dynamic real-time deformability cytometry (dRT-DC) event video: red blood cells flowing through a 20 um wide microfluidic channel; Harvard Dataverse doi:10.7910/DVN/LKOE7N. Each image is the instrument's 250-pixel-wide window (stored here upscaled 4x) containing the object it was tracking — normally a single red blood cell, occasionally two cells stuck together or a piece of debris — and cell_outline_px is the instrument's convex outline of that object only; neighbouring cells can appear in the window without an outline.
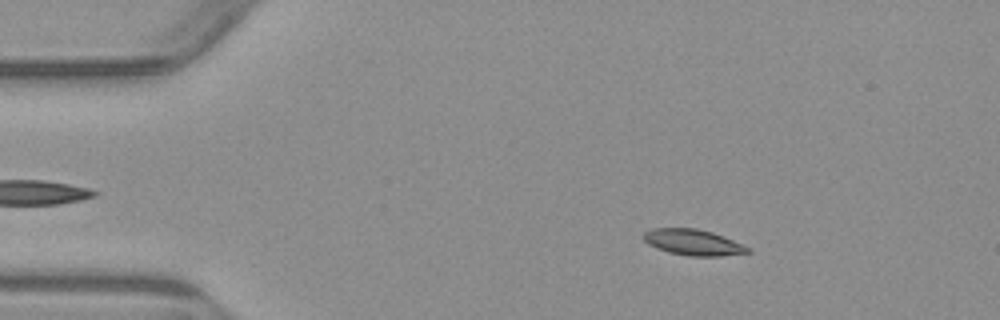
{"species": "common noctule bat (a hibernating species)", "species_latin": "Nyctalus noctula", "temperature_condition": "warm", "stored_images_in_passage": 4, "camera_frame_rate_fps": 3000, "um_per_image_px": 0.085, "animal": {"sex": "male", "body_mass_g": 23.1, "forearm_length_mm": 52.7}, "frame": {"image": 1, "passage_image": 2, "time_ms": 1.0, "image_size_px": [1000, 320], "cell_outline_px": [[752, 252], [720, 256], [688, 256], [668, 252], [656, 248], [648, 244], [644, 240], [644, 232], [652, 228], [696, 228], [712, 232], [724, 236], [752, 248]], "centroid_in_image_um": [58.94, 20.6], "position_along_channel_um": 26.1, "area_um2": 15.9}}